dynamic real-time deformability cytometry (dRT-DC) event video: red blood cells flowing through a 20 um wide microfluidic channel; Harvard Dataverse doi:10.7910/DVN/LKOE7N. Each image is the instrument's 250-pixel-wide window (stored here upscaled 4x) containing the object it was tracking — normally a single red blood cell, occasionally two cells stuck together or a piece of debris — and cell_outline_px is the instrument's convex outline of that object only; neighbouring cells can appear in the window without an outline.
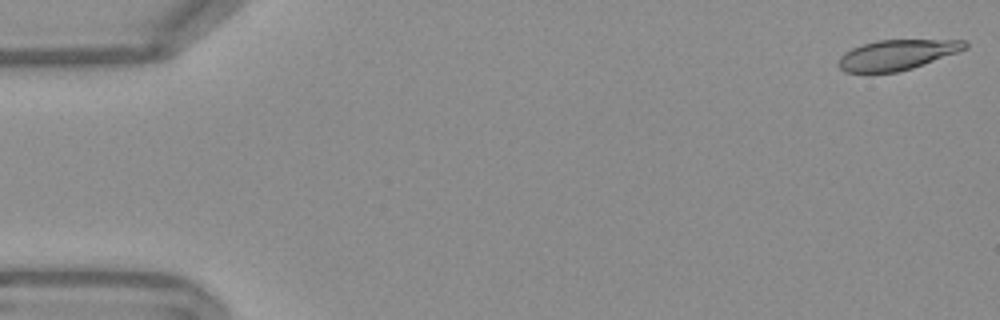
{"species": "Egyptian fruit bat (a non-hibernating species)", "species_latin": "Rousettus aegyptiacus", "temperature_condition": "warm", "stored_images_in_passage": 53, "camera_frame_rate_fps": 3000, "um_per_image_px": 0.085, "frame": {"image": 1, "passage_image": 1, "time_ms": 0.0, "image_size_px": [1000, 320], "cell_outline_px": [[968, 48], [912, 68], [896, 72], [844, 72], [836, 64], [840, 56], [844, 52], [852, 48], [876, 40], [964, 40], [968, 44]], "centroid_in_image_um": [76.2, 4.65], "position_along_channel_um": 8.8, "area_um2": 22.08}}
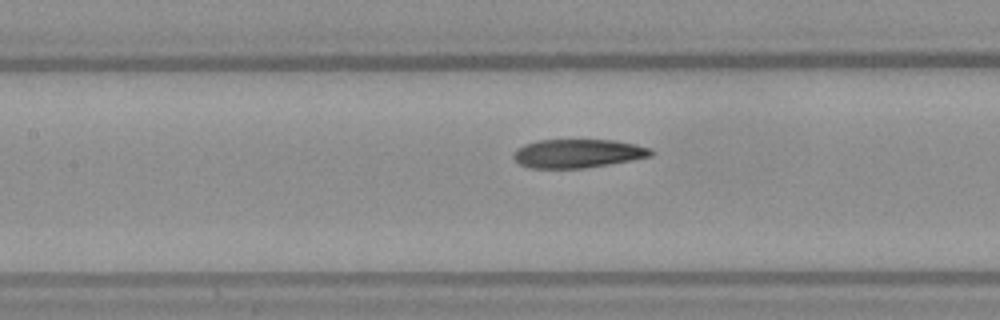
{"frame": {"image": 2, "passage_image": 24, "time_ms": 7.667, "image_size_px": [1000, 320], "cell_outline_px": [[656, 152], [652, 156], [632, 160], [584, 168], [532, 168], [520, 164], [512, 156], [512, 152], [516, 148], [524, 144], [540, 140], [612, 140], [636, 144], [652, 148]], "centroid_in_image_um": [49.13, 13.04], "position_along_channel_um": 158.3, "area_um2": 23.06}}
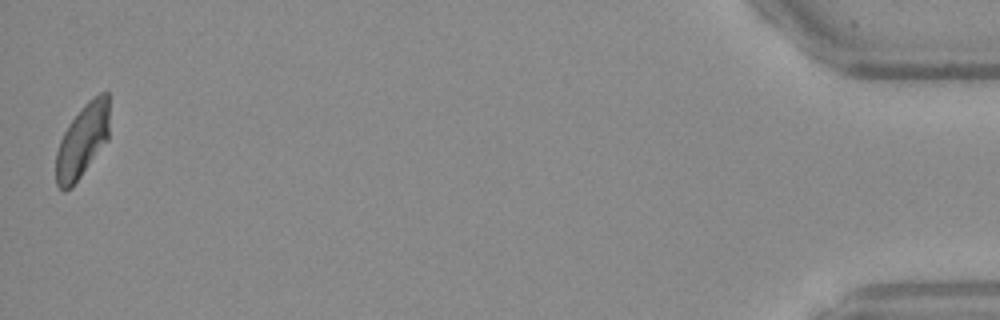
{"frame": {"image": 3, "passage_image": 53, "time_ms": 17.333, "image_size_px": [1000, 320], "cell_outline_px": [[108, 140], [72, 188], [64, 192], [56, 184], [56, 152], [60, 140], [68, 124], [84, 104], [92, 96], [100, 92], [108, 92]], "centroid_in_image_um": [6.99, 11.98], "position_along_channel_um": 428.2, "area_um2": 22.95}, "authors_computed_cell_mechanics": {"area_um2": 23.5246, "velocity_mm_per_s": 3.7674, "shape_relaxation_time_tau1_ms": 6.2668, "shape_relaxation_time_tau2_ms": 3.4162, "deformation_change_tau1": 0.174, "deformation_change_tau2": 0.0994}}